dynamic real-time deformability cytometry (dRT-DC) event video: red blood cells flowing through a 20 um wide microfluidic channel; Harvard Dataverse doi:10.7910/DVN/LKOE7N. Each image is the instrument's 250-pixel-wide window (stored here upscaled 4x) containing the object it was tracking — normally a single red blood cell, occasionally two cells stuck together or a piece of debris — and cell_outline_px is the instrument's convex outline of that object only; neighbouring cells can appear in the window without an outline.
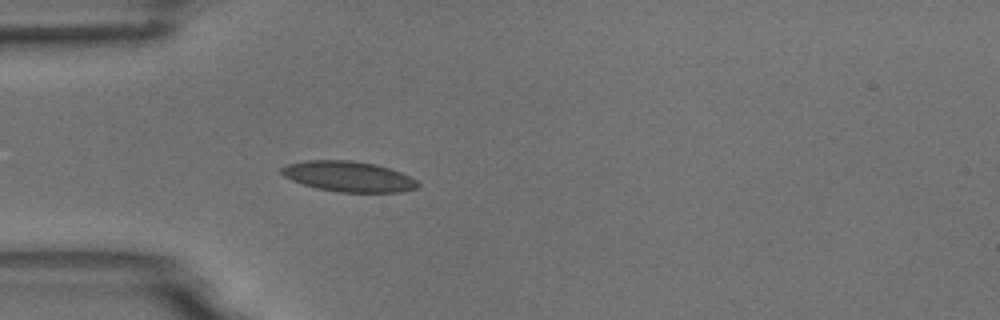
{"species": "common noctule bat (a hibernating species)", "species_latin": "Nyctalus noctula", "temperature_condition": "room temperature", "stored_images_in_passage": 3, "camera_frame_rate_fps": 3000, "um_per_image_px": 0.085, "animal": {"sex": "male", "body_mass_g": 18.8}, "frame": {"image": 1, "passage_image": 3, "time_ms": 3.0, "image_size_px": [1000, 320], "cell_outline_px": [[420, 184], [416, 188], [400, 192], [340, 192], [316, 188], [292, 180], [284, 176], [280, 172], [280, 168], [288, 164], [304, 160], [352, 160], [376, 164], [400, 172], [416, 180]], "centroid_in_image_um": [29.6, 14.99], "position_along_channel_um": 55.4, "area_um2": 24.1}}